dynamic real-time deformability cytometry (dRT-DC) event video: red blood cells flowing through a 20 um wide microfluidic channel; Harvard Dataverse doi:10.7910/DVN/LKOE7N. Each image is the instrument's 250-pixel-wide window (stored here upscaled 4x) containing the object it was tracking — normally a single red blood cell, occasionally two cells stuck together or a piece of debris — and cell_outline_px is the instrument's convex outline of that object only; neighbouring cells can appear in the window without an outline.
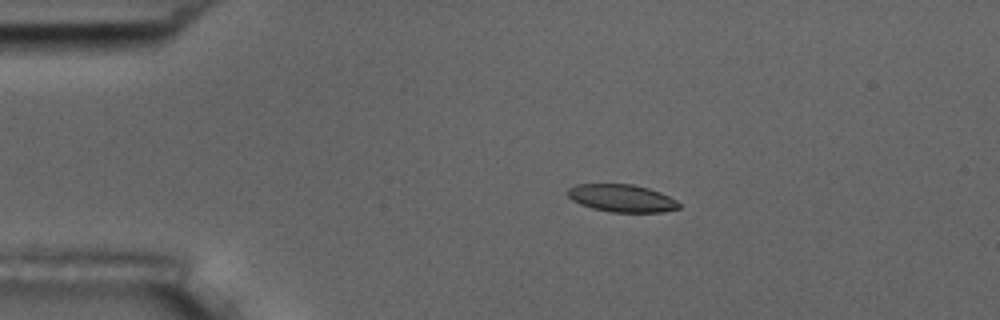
{"species": "common noctule bat (a hibernating species)", "species_latin": "Nyctalus noctula", "temperature_condition": "room temperature", "stored_images_in_passage": 9, "camera_frame_rate_fps": 3000, "um_per_image_px": 0.085, "animal": {"sex": "male", "body_mass_g": 17.5, "forearm_length_mm": 52.3}, "frame": {"image": 1, "passage_image": 2, "time_ms": 1.0, "image_size_px": [1000, 320], "cell_outline_px": [[680, 208], [660, 212], [612, 212], [592, 208], [580, 204], [572, 200], [568, 196], [568, 188], [576, 184], [632, 184], [648, 188], [660, 192], [676, 200], [680, 204]], "centroid_in_image_um": [52.84, 16.84], "position_along_channel_um": 32.2, "area_um2": 17.8}}
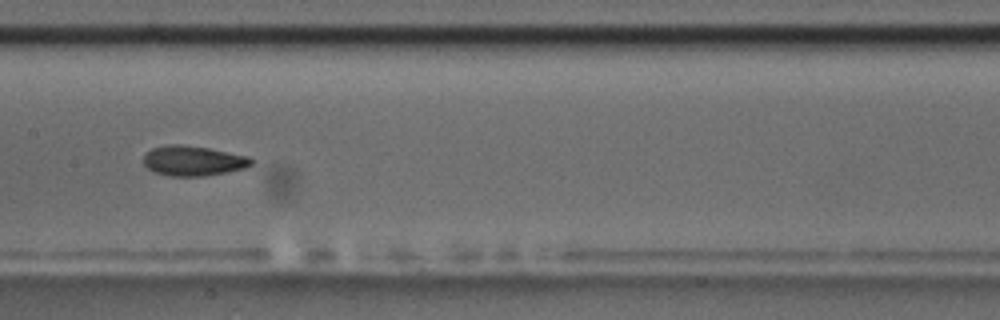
{"frame": {"image": 2, "passage_image": 7, "time_ms": 6.667, "image_size_px": [1000, 320], "cell_outline_px": [[252, 164], [244, 168], [204, 176], [168, 176], [152, 172], [144, 164], [144, 156], [152, 148], [168, 144], [180, 144], [208, 148], [248, 156], [252, 160]], "centroid_in_image_um": [16.38, 13.67], "position_along_channel_um": 191.0, "area_um2": 18.73}}
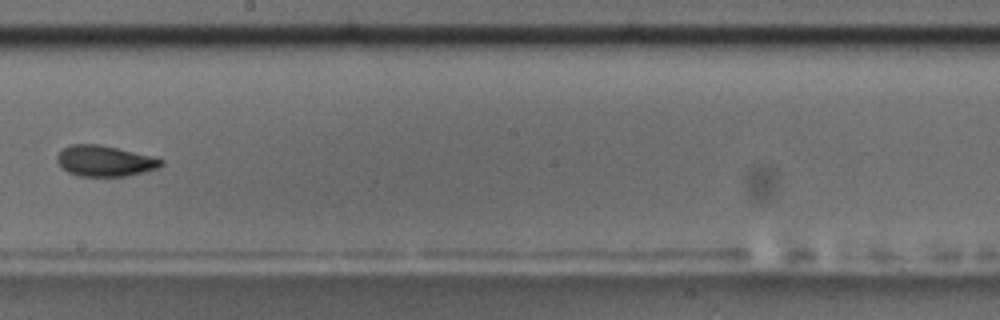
{"frame": {"image": 3, "passage_image": 8, "time_ms": 8.0, "image_size_px": [1000, 320], "cell_outline_px": [[164, 164], [160, 168], [124, 176], [80, 176], [68, 172], [56, 160], [56, 156], [64, 148], [72, 144], [100, 144], [152, 156], [164, 160]], "centroid_in_image_um": [8.93, 13.68], "position_along_channel_um": 239.3, "area_um2": 18.55}}